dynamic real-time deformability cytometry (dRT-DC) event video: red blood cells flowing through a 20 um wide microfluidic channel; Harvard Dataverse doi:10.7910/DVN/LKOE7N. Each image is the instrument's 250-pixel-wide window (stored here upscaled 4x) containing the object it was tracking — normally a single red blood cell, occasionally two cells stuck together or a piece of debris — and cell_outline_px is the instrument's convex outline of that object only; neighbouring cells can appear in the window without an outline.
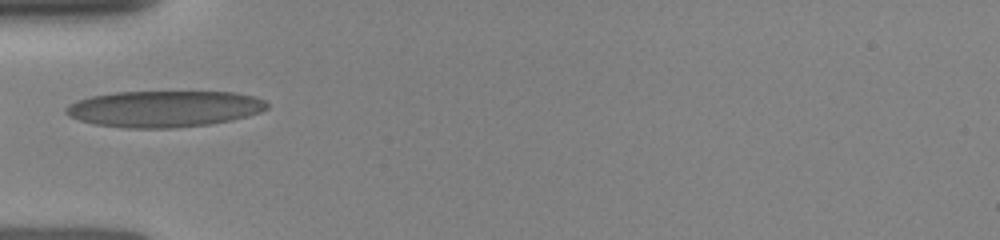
{"species": "human", "species_latin": "Homo sapiens", "temperature_condition": "room temperature", "stored_images_in_passage": 4, "camera_frame_rate_fps": 3000, "um_per_image_px": 0.085, "donor": {"sex": "female"}, "frame": {"image": 1, "passage_image": 1, "time_ms": 0.0, "image_size_px": [1000, 240], "cell_outline_px": [[268, 108], [260, 112], [248, 116], [232, 120], [208, 124], [172, 128], [124, 128], [92, 124], [68, 116], [64, 112], [64, 108], [68, 104], [76, 100], [92, 96], [116, 92], [236, 92], [256, 96], [264, 100], [268, 104]], "centroid_in_image_um": [13.94, 9.25], "position_along_channel_um": 71.1, "area_um2": 42.89}}